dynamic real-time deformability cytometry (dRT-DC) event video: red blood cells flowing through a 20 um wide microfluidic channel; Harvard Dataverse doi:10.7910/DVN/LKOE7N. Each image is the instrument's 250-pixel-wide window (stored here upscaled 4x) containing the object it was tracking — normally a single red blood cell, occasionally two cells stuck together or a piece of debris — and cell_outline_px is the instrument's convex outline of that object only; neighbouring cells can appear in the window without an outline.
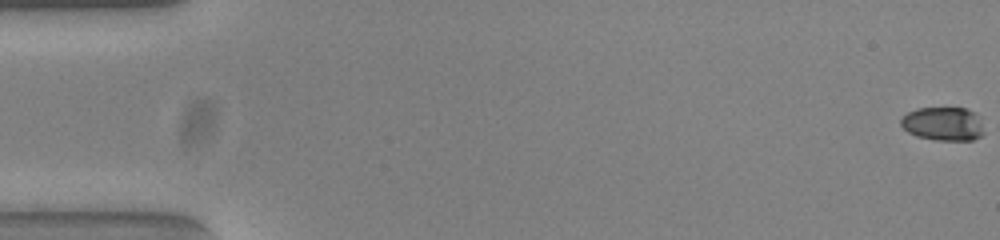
{"species": "common noctule bat (a hibernating species)", "species_latin": "Nyctalus noctula", "temperature_condition": "warm", "stored_images_in_passage": 55, "camera_frame_rate_fps": 3000, "um_per_image_px": 0.085, "animal": {"sex": "female", "body_mass_g": 23.0, "forearm_length_mm": 53.4}, "frame": {"image": 1, "passage_image": 1, "time_ms": 0.0, "image_size_px": [1000, 240], "cell_outline_px": [[984, 132], [980, 136], [972, 140], [936, 140], [916, 136], [908, 132], [900, 124], [900, 120], [908, 112], [916, 108], [964, 108], [976, 112]], "centroid_in_image_um": [80.16, 10.52], "position_along_channel_um": 4.8, "area_um2": 16.24}}
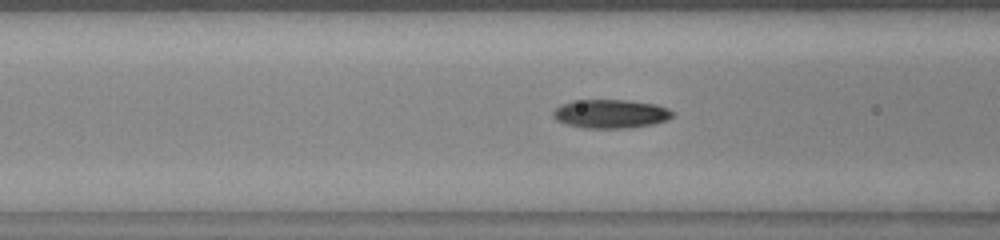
{"frame": {"image": 2, "passage_image": 22, "time_ms": 7.0, "image_size_px": [1000, 240], "cell_outline_px": [[676, 112], [668, 120], [652, 124], [632, 128], [584, 128], [568, 124], [556, 120], [552, 116], [552, 112], [556, 108], [572, 100], [624, 100], [656, 104], [668, 108]], "centroid_in_image_um": [51.94, 9.68], "position_along_channel_um": 114.7, "area_um2": 20.06}}
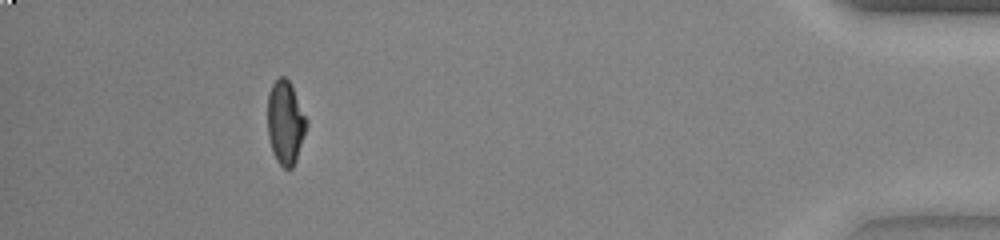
{"frame": {"image": 3, "passage_image": 50, "time_ms": 16.333, "image_size_px": [1000, 240], "cell_outline_px": [[308, 124], [296, 160], [292, 168], [284, 168], [276, 160], [272, 152], [268, 136], [268, 92], [272, 84], [280, 76], [284, 76], [288, 80], [308, 120]], "centroid_in_image_um": [24.25, 10.43], "position_along_channel_um": 410.9, "area_um2": 18.84}, "authors_computed_cell_mechanics": {"area_um2": 19.1896, "velocity_mm_per_s": 3.8522, "shape_relaxation_time_tau1_ms": 5.8156, "shape_relaxation_time_tau2_ms": 2.6467, "deformation_change_tau1": 0.2385, "deformation_change_tau2": 0.0738}}